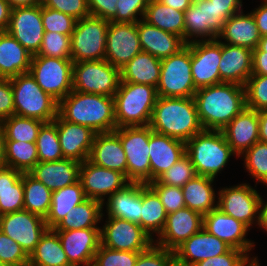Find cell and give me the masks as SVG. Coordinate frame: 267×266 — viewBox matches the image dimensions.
Returning a JSON list of instances; mask_svg holds the SVG:
<instances>
[{
    "mask_svg": "<svg viewBox=\"0 0 267 266\" xmlns=\"http://www.w3.org/2000/svg\"><path fill=\"white\" fill-rule=\"evenodd\" d=\"M194 100L204 130L222 131L246 108L245 88L234 83L222 82L199 88Z\"/></svg>",
    "mask_w": 267,
    "mask_h": 266,
    "instance_id": "6da1fadb",
    "label": "cell"
},
{
    "mask_svg": "<svg viewBox=\"0 0 267 266\" xmlns=\"http://www.w3.org/2000/svg\"><path fill=\"white\" fill-rule=\"evenodd\" d=\"M65 121L89 127L96 134L116 129L114 98L72 90L58 103Z\"/></svg>",
    "mask_w": 267,
    "mask_h": 266,
    "instance_id": "7a4b0ae2",
    "label": "cell"
},
{
    "mask_svg": "<svg viewBox=\"0 0 267 266\" xmlns=\"http://www.w3.org/2000/svg\"><path fill=\"white\" fill-rule=\"evenodd\" d=\"M149 126L153 132L187 142L201 132L194 97H157Z\"/></svg>",
    "mask_w": 267,
    "mask_h": 266,
    "instance_id": "3957f363",
    "label": "cell"
},
{
    "mask_svg": "<svg viewBox=\"0 0 267 266\" xmlns=\"http://www.w3.org/2000/svg\"><path fill=\"white\" fill-rule=\"evenodd\" d=\"M157 97L154 86L120 81L113 97L116 128L148 126Z\"/></svg>",
    "mask_w": 267,
    "mask_h": 266,
    "instance_id": "277c9868",
    "label": "cell"
},
{
    "mask_svg": "<svg viewBox=\"0 0 267 266\" xmlns=\"http://www.w3.org/2000/svg\"><path fill=\"white\" fill-rule=\"evenodd\" d=\"M186 154L190 157L196 175L214 178L236 155L220 130H202L186 143Z\"/></svg>",
    "mask_w": 267,
    "mask_h": 266,
    "instance_id": "5b68a950",
    "label": "cell"
},
{
    "mask_svg": "<svg viewBox=\"0 0 267 266\" xmlns=\"http://www.w3.org/2000/svg\"><path fill=\"white\" fill-rule=\"evenodd\" d=\"M15 115L52 122L58 115V102L44 92L31 74H19L10 79Z\"/></svg>",
    "mask_w": 267,
    "mask_h": 266,
    "instance_id": "8992f818",
    "label": "cell"
},
{
    "mask_svg": "<svg viewBox=\"0 0 267 266\" xmlns=\"http://www.w3.org/2000/svg\"><path fill=\"white\" fill-rule=\"evenodd\" d=\"M156 91L159 97H194L197 89L191 73V42L178 53L161 60Z\"/></svg>",
    "mask_w": 267,
    "mask_h": 266,
    "instance_id": "52a82bcc",
    "label": "cell"
},
{
    "mask_svg": "<svg viewBox=\"0 0 267 266\" xmlns=\"http://www.w3.org/2000/svg\"><path fill=\"white\" fill-rule=\"evenodd\" d=\"M125 151L126 177L132 183H150V126L116 128Z\"/></svg>",
    "mask_w": 267,
    "mask_h": 266,
    "instance_id": "ba28073f",
    "label": "cell"
},
{
    "mask_svg": "<svg viewBox=\"0 0 267 266\" xmlns=\"http://www.w3.org/2000/svg\"><path fill=\"white\" fill-rule=\"evenodd\" d=\"M73 90L114 97L120 83V69L106 59L73 62Z\"/></svg>",
    "mask_w": 267,
    "mask_h": 266,
    "instance_id": "9c48e42d",
    "label": "cell"
},
{
    "mask_svg": "<svg viewBox=\"0 0 267 266\" xmlns=\"http://www.w3.org/2000/svg\"><path fill=\"white\" fill-rule=\"evenodd\" d=\"M109 24L110 21L91 15L77 20L70 36L73 62L105 59Z\"/></svg>",
    "mask_w": 267,
    "mask_h": 266,
    "instance_id": "30bf717a",
    "label": "cell"
},
{
    "mask_svg": "<svg viewBox=\"0 0 267 266\" xmlns=\"http://www.w3.org/2000/svg\"><path fill=\"white\" fill-rule=\"evenodd\" d=\"M29 73L41 89L58 103L73 90L72 59L32 56Z\"/></svg>",
    "mask_w": 267,
    "mask_h": 266,
    "instance_id": "8fae6325",
    "label": "cell"
},
{
    "mask_svg": "<svg viewBox=\"0 0 267 266\" xmlns=\"http://www.w3.org/2000/svg\"><path fill=\"white\" fill-rule=\"evenodd\" d=\"M100 227L101 245L117 251L144 252L154 244L142 227L125 219L108 216Z\"/></svg>",
    "mask_w": 267,
    "mask_h": 266,
    "instance_id": "7c38bea8",
    "label": "cell"
},
{
    "mask_svg": "<svg viewBox=\"0 0 267 266\" xmlns=\"http://www.w3.org/2000/svg\"><path fill=\"white\" fill-rule=\"evenodd\" d=\"M218 192L217 208L223 213L242 222L249 229L254 222L258 225L261 195L256 189L243 183L229 188L226 186Z\"/></svg>",
    "mask_w": 267,
    "mask_h": 266,
    "instance_id": "4fadbf2b",
    "label": "cell"
},
{
    "mask_svg": "<svg viewBox=\"0 0 267 266\" xmlns=\"http://www.w3.org/2000/svg\"><path fill=\"white\" fill-rule=\"evenodd\" d=\"M47 229L42 216L24 209L0 216V230L17 242L28 256Z\"/></svg>",
    "mask_w": 267,
    "mask_h": 266,
    "instance_id": "5bb4252c",
    "label": "cell"
},
{
    "mask_svg": "<svg viewBox=\"0 0 267 266\" xmlns=\"http://www.w3.org/2000/svg\"><path fill=\"white\" fill-rule=\"evenodd\" d=\"M184 23L186 43L193 42L198 37L201 40L217 39L224 24L218 18V9L211 0H194L184 12Z\"/></svg>",
    "mask_w": 267,
    "mask_h": 266,
    "instance_id": "9a60e30c",
    "label": "cell"
},
{
    "mask_svg": "<svg viewBox=\"0 0 267 266\" xmlns=\"http://www.w3.org/2000/svg\"><path fill=\"white\" fill-rule=\"evenodd\" d=\"M220 60L219 39L191 42V73L196 89L220 83Z\"/></svg>",
    "mask_w": 267,
    "mask_h": 266,
    "instance_id": "2e32d148",
    "label": "cell"
},
{
    "mask_svg": "<svg viewBox=\"0 0 267 266\" xmlns=\"http://www.w3.org/2000/svg\"><path fill=\"white\" fill-rule=\"evenodd\" d=\"M79 180L86 198L100 201L105 206V198L122 190L131 182L120 172L97 166L88 159L81 163Z\"/></svg>",
    "mask_w": 267,
    "mask_h": 266,
    "instance_id": "e0dca14e",
    "label": "cell"
},
{
    "mask_svg": "<svg viewBox=\"0 0 267 266\" xmlns=\"http://www.w3.org/2000/svg\"><path fill=\"white\" fill-rule=\"evenodd\" d=\"M7 32L32 56L37 55L45 33L41 4L11 9Z\"/></svg>",
    "mask_w": 267,
    "mask_h": 266,
    "instance_id": "ac0fdd59",
    "label": "cell"
},
{
    "mask_svg": "<svg viewBox=\"0 0 267 266\" xmlns=\"http://www.w3.org/2000/svg\"><path fill=\"white\" fill-rule=\"evenodd\" d=\"M137 22H111L107 30L105 59L119 69L141 52Z\"/></svg>",
    "mask_w": 267,
    "mask_h": 266,
    "instance_id": "d6986e66",
    "label": "cell"
},
{
    "mask_svg": "<svg viewBox=\"0 0 267 266\" xmlns=\"http://www.w3.org/2000/svg\"><path fill=\"white\" fill-rule=\"evenodd\" d=\"M203 228V215L187 207L167 214L164 229L154 244L174 251L190 236L199 232Z\"/></svg>",
    "mask_w": 267,
    "mask_h": 266,
    "instance_id": "ffe728a7",
    "label": "cell"
},
{
    "mask_svg": "<svg viewBox=\"0 0 267 266\" xmlns=\"http://www.w3.org/2000/svg\"><path fill=\"white\" fill-rule=\"evenodd\" d=\"M101 228L56 231L71 265L92 266L101 244Z\"/></svg>",
    "mask_w": 267,
    "mask_h": 266,
    "instance_id": "44dd1931",
    "label": "cell"
},
{
    "mask_svg": "<svg viewBox=\"0 0 267 266\" xmlns=\"http://www.w3.org/2000/svg\"><path fill=\"white\" fill-rule=\"evenodd\" d=\"M203 228L224 241L231 248L246 252L254 248V242L246 239L250 230L245 224L223 213L219 208L203 215Z\"/></svg>",
    "mask_w": 267,
    "mask_h": 266,
    "instance_id": "7402d4cb",
    "label": "cell"
},
{
    "mask_svg": "<svg viewBox=\"0 0 267 266\" xmlns=\"http://www.w3.org/2000/svg\"><path fill=\"white\" fill-rule=\"evenodd\" d=\"M57 126L59 143L64 158L84 162L89 158L95 132L89 127L63 120H53Z\"/></svg>",
    "mask_w": 267,
    "mask_h": 266,
    "instance_id": "603a6c76",
    "label": "cell"
},
{
    "mask_svg": "<svg viewBox=\"0 0 267 266\" xmlns=\"http://www.w3.org/2000/svg\"><path fill=\"white\" fill-rule=\"evenodd\" d=\"M230 249L228 244L202 228L177 247L174 255L175 259L183 264L195 265L208 258L223 255Z\"/></svg>",
    "mask_w": 267,
    "mask_h": 266,
    "instance_id": "cb8c5ba5",
    "label": "cell"
},
{
    "mask_svg": "<svg viewBox=\"0 0 267 266\" xmlns=\"http://www.w3.org/2000/svg\"><path fill=\"white\" fill-rule=\"evenodd\" d=\"M149 148L150 182L157 180L186 154L185 142L153 132L151 127Z\"/></svg>",
    "mask_w": 267,
    "mask_h": 266,
    "instance_id": "d4e9b609",
    "label": "cell"
},
{
    "mask_svg": "<svg viewBox=\"0 0 267 266\" xmlns=\"http://www.w3.org/2000/svg\"><path fill=\"white\" fill-rule=\"evenodd\" d=\"M228 145L236 156L259 142L258 111L246 107L222 130Z\"/></svg>",
    "mask_w": 267,
    "mask_h": 266,
    "instance_id": "484cf974",
    "label": "cell"
},
{
    "mask_svg": "<svg viewBox=\"0 0 267 266\" xmlns=\"http://www.w3.org/2000/svg\"><path fill=\"white\" fill-rule=\"evenodd\" d=\"M219 41L221 42L220 83L244 86L252 75V50Z\"/></svg>",
    "mask_w": 267,
    "mask_h": 266,
    "instance_id": "4316f807",
    "label": "cell"
},
{
    "mask_svg": "<svg viewBox=\"0 0 267 266\" xmlns=\"http://www.w3.org/2000/svg\"><path fill=\"white\" fill-rule=\"evenodd\" d=\"M81 162L63 158L53 162H38L28 173L55 191L79 181Z\"/></svg>",
    "mask_w": 267,
    "mask_h": 266,
    "instance_id": "83f0119b",
    "label": "cell"
},
{
    "mask_svg": "<svg viewBox=\"0 0 267 266\" xmlns=\"http://www.w3.org/2000/svg\"><path fill=\"white\" fill-rule=\"evenodd\" d=\"M137 28L142 51L160 60L178 53L187 44L181 37L159 29L144 19L137 21Z\"/></svg>",
    "mask_w": 267,
    "mask_h": 266,
    "instance_id": "f1b7e54d",
    "label": "cell"
},
{
    "mask_svg": "<svg viewBox=\"0 0 267 266\" xmlns=\"http://www.w3.org/2000/svg\"><path fill=\"white\" fill-rule=\"evenodd\" d=\"M88 160L126 176L127 159L119 136L114 132L95 134Z\"/></svg>",
    "mask_w": 267,
    "mask_h": 266,
    "instance_id": "f546056e",
    "label": "cell"
},
{
    "mask_svg": "<svg viewBox=\"0 0 267 266\" xmlns=\"http://www.w3.org/2000/svg\"><path fill=\"white\" fill-rule=\"evenodd\" d=\"M243 10L232 15L223 24L217 39H224L222 43L246 47L252 51L258 47L261 35L257 24L250 13L243 14Z\"/></svg>",
    "mask_w": 267,
    "mask_h": 266,
    "instance_id": "4dcf8cb0",
    "label": "cell"
},
{
    "mask_svg": "<svg viewBox=\"0 0 267 266\" xmlns=\"http://www.w3.org/2000/svg\"><path fill=\"white\" fill-rule=\"evenodd\" d=\"M32 55L7 31L0 32V78L28 73Z\"/></svg>",
    "mask_w": 267,
    "mask_h": 266,
    "instance_id": "1f68e13d",
    "label": "cell"
},
{
    "mask_svg": "<svg viewBox=\"0 0 267 266\" xmlns=\"http://www.w3.org/2000/svg\"><path fill=\"white\" fill-rule=\"evenodd\" d=\"M108 216L128 220L140 225L142 206V183H130L106 198Z\"/></svg>",
    "mask_w": 267,
    "mask_h": 266,
    "instance_id": "d6a6232c",
    "label": "cell"
},
{
    "mask_svg": "<svg viewBox=\"0 0 267 266\" xmlns=\"http://www.w3.org/2000/svg\"><path fill=\"white\" fill-rule=\"evenodd\" d=\"M160 71L161 60L141 51L120 68V81L157 87Z\"/></svg>",
    "mask_w": 267,
    "mask_h": 266,
    "instance_id": "836d02e7",
    "label": "cell"
},
{
    "mask_svg": "<svg viewBox=\"0 0 267 266\" xmlns=\"http://www.w3.org/2000/svg\"><path fill=\"white\" fill-rule=\"evenodd\" d=\"M214 178L195 175L183 187L185 206L202 215L217 208L216 194L212 183ZM216 203V204H215Z\"/></svg>",
    "mask_w": 267,
    "mask_h": 266,
    "instance_id": "e575fe53",
    "label": "cell"
},
{
    "mask_svg": "<svg viewBox=\"0 0 267 266\" xmlns=\"http://www.w3.org/2000/svg\"><path fill=\"white\" fill-rule=\"evenodd\" d=\"M103 208V204L100 201L86 198L80 204L73 207L53 229L55 231H67L100 228L97 225L104 216Z\"/></svg>",
    "mask_w": 267,
    "mask_h": 266,
    "instance_id": "d590c367",
    "label": "cell"
},
{
    "mask_svg": "<svg viewBox=\"0 0 267 266\" xmlns=\"http://www.w3.org/2000/svg\"><path fill=\"white\" fill-rule=\"evenodd\" d=\"M23 172L4 167L0 169V216L23 210Z\"/></svg>",
    "mask_w": 267,
    "mask_h": 266,
    "instance_id": "8d00e7d4",
    "label": "cell"
},
{
    "mask_svg": "<svg viewBox=\"0 0 267 266\" xmlns=\"http://www.w3.org/2000/svg\"><path fill=\"white\" fill-rule=\"evenodd\" d=\"M66 253L54 229H47L34 251L29 255L28 266H69Z\"/></svg>",
    "mask_w": 267,
    "mask_h": 266,
    "instance_id": "74e56055",
    "label": "cell"
},
{
    "mask_svg": "<svg viewBox=\"0 0 267 266\" xmlns=\"http://www.w3.org/2000/svg\"><path fill=\"white\" fill-rule=\"evenodd\" d=\"M86 199L81 181L52 191L51 207L45 218L48 229H53L73 207Z\"/></svg>",
    "mask_w": 267,
    "mask_h": 266,
    "instance_id": "f35d334b",
    "label": "cell"
},
{
    "mask_svg": "<svg viewBox=\"0 0 267 266\" xmlns=\"http://www.w3.org/2000/svg\"><path fill=\"white\" fill-rule=\"evenodd\" d=\"M166 219L167 213L159 196L148 184L142 183L140 226L153 238V234L156 233L159 236L162 232Z\"/></svg>",
    "mask_w": 267,
    "mask_h": 266,
    "instance_id": "ab89813d",
    "label": "cell"
},
{
    "mask_svg": "<svg viewBox=\"0 0 267 266\" xmlns=\"http://www.w3.org/2000/svg\"><path fill=\"white\" fill-rule=\"evenodd\" d=\"M143 19L149 24L173 33L184 40V12L169 7L160 1H149Z\"/></svg>",
    "mask_w": 267,
    "mask_h": 266,
    "instance_id": "60d3db41",
    "label": "cell"
},
{
    "mask_svg": "<svg viewBox=\"0 0 267 266\" xmlns=\"http://www.w3.org/2000/svg\"><path fill=\"white\" fill-rule=\"evenodd\" d=\"M23 190V209L45 219L51 207L52 191L29 173H23Z\"/></svg>",
    "mask_w": 267,
    "mask_h": 266,
    "instance_id": "b9f144b4",
    "label": "cell"
},
{
    "mask_svg": "<svg viewBox=\"0 0 267 266\" xmlns=\"http://www.w3.org/2000/svg\"><path fill=\"white\" fill-rule=\"evenodd\" d=\"M38 162L36 143L5 141L6 167L28 173Z\"/></svg>",
    "mask_w": 267,
    "mask_h": 266,
    "instance_id": "7bdbcfd3",
    "label": "cell"
},
{
    "mask_svg": "<svg viewBox=\"0 0 267 266\" xmlns=\"http://www.w3.org/2000/svg\"><path fill=\"white\" fill-rule=\"evenodd\" d=\"M4 129L5 141L36 143L43 121L35 118L10 116L0 122Z\"/></svg>",
    "mask_w": 267,
    "mask_h": 266,
    "instance_id": "ee69618b",
    "label": "cell"
},
{
    "mask_svg": "<svg viewBox=\"0 0 267 266\" xmlns=\"http://www.w3.org/2000/svg\"><path fill=\"white\" fill-rule=\"evenodd\" d=\"M39 162H53L64 158L59 143L56 124L44 123L39 129L36 139Z\"/></svg>",
    "mask_w": 267,
    "mask_h": 266,
    "instance_id": "f6af8a7d",
    "label": "cell"
},
{
    "mask_svg": "<svg viewBox=\"0 0 267 266\" xmlns=\"http://www.w3.org/2000/svg\"><path fill=\"white\" fill-rule=\"evenodd\" d=\"M244 166L256 183L267 185V143L256 142L244 153Z\"/></svg>",
    "mask_w": 267,
    "mask_h": 266,
    "instance_id": "bcb514c9",
    "label": "cell"
},
{
    "mask_svg": "<svg viewBox=\"0 0 267 266\" xmlns=\"http://www.w3.org/2000/svg\"><path fill=\"white\" fill-rule=\"evenodd\" d=\"M34 56L71 59V37L58 32H45L39 52Z\"/></svg>",
    "mask_w": 267,
    "mask_h": 266,
    "instance_id": "7dc6e473",
    "label": "cell"
},
{
    "mask_svg": "<svg viewBox=\"0 0 267 266\" xmlns=\"http://www.w3.org/2000/svg\"><path fill=\"white\" fill-rule=\"evenodd\" d=\"M196 175L190 157L185 154L172 167L166 170L157 181L161 184L175 187H183Z\"/></svg>",
    "mask_w": 267,
    "mask_h": 266,
    "instance_id": "c3c4849f",
    "label": "cell"
},
{
    "mask_svg": "<svg viewBox=\"0 0 267 266\" xmlns=\"http://www.w3.org/2000/svg\"><path fill=\"white\" fill-rule=\"evenodd\" d=\"M244 88L246 107L256 111L267 109V75H251Z\"/></svg>",
    "mask_w": 267,
    "mask_h": 266,
    "instance_id": "681fc988",
    "label": "cell"
},
{
    "mask_svg": "<svg viewBox=\"0 0 267 266\" xmlns=\"http://www.w3.org/2000/svg\"><path fill=\"white\" fill-rule=\"evenodd\" d=\"M42 23L45 32H58L71 36L77 20L58 10L47 8L41 5Z\"/></svg>",
    "mask_w": 267,
    "mask_h": 266,
    "instance_id": "f907efd6",
    "label": "cell"
},
{
    "mask_svg": "<svg viewBox=\"0 0 267 266\" xmlns=\"http://www.w3.org/2000/svg\"><path fill=\"white\" fill-rule=\"evenodd\" d=\"M140 253L112 250L100 244L92 266H135Z\"/></svg>",
    "mask_w": 267,
    "mask_h": 266,
    "instance_id": "816d5d0a",
    "label": "cell"
},
{
    "mask_svg": "<svg viewBox=\"0 0 267 266\" xmlns=\"http://www.w3.org/2000/svg\"><path fill=\"white\" fill-rule=\"evenodd\" d=\"M29 256L12 238L0 230V264L2 266H28Z\"/></svg>",
    "mask_w": 267,
    "mask_h": 266,
    "instance_id": "f5cc1de1",
    "label": "cell"
},
{
    "mask_svg": "<svg viewBox=\"0 0 267 266\" xmlns=\"http://www.w3.org/2000/svg\"><path fill=\"white\" fill-rule=\"evenodd\" d=\"M148 185L159 196L167 214L186 207L181 187L161 184L157 180L151 181Z\"/></svg>",
    "mask_w": 267,
    "mask_h": 266,
    "instance_id": "db71d44e",
    "label": "cell"
},
{
    "mask_svg": "<svg viewBox=\"0 0 267 266\" xmlns=\"http://www.w3.org/2000/svg\"><path fill=\"white\" fill-rule=\"evenodd\" d=\"M149 0H118L116 15L111 22L135 23L144 18ZM139 15V19L138 16Z\"/></svg>",
    "mask_w": 267,
    "mask_h": 266,
    "instance_id": "11a10c76",
    "label": "cell"
},
{
    "mask_svg": "<svg viewBox=\"0 0 267 266\" xmlns=\"http://www.w3.org/2000/svg\"><path fill=\"white\" fill-rule=\"evenodd\" d=\"M174 259V251L153 244L138 255L135 266H171Z\"/></svg>",
    "mask_w": 267,
    "mask_h": 266,
    "instance_id": "9f6ffc18",
    "label": "cell"
},
{
    "mask_svg": "<svg viewBox=\"0 0 267 266\" xmlns=\"http://www.w3.org/2000/svg\"><path fill=\"white\" fill-rule=\"evenodd\" d=\"M41 5L68 14L76 20L90 16L88 0H43Z\"/></svg>",
    "mask_w": 267,
    "mask_h": 266,
    "instance_id": "6f0895ef",
    "label": "cell"
},
{
    "mask_svg": "<svg viewBox=\"0 0 267 266\" xmlns=\"http://www.w3.org/2000/svg\"><path fill=\"white\" fill-rule=\"evenodd\" d=\"M251 258L244 251L231 248L223 255L214 256L196 263L194 266H245Z\"/></svg>",
    "mask_w": 267,
    "mask_h": 266,
    "instance_id": "680465c9",
    "label": "cell"
},
{
    "mask_svg": "<svg viewBox=\"0 0 267 266\" xmlns=\"http://www.w3.org/2000/svg\"><path fill=\"white\" fill-rule=\"evenodd\" d=\"M13 115L15 108L11 81L0 78V122Z\"/></svg>",
    "mask_w": 267,
    "mask_h": 266,
    "instance_id": "91938a15",
    "label": "cell"
},
{
    "mask_svg": "<svg viewBox=\"0 0 267 266\" xmlns=\"http://www.w3.org/2000/svg\"><path fill=\"white\" fill-rule=\"evenodd\" d=\"M118 0H88V9L91 16L110 21L117 12Z\"/></svg>",
    "mask_w": 267,
    "mask_h": 266,
    "instance_id": "94428289",
    "label": "cell"
},
{
    "mask_svg": "<svg viewBox=\"0 0 267 266\" xmlns=\"http://www.w3.org/2000/svg\"><path fill=\"white\" fill-rule=\"evenodd\" d=\"M218 9V18L223 22L242 10V0H211Z\"/></svg>",
    "mask_w": 267,
    "mask_h": 266,
    "instance_id": "6125c7cd",
    "label": "cell"
},
{
    "mask_svg": "<svg viewBox=\"0 0 267 266\" xmlns=\"http://www.w3.org/2000/svg\"><path fill=\"white\" fill-rule=\"evenodd\" d=\"M252 75H267V52L258 47L252 51Z\"/></svg>",
    "mask_w": 267,
    "mask_h": 266,
    "instance_id": "be15d7a7",
    "label": "cell"
},
{
    "mask_svg": "<svg viewBox=\"0 0 267 266\" xmlns=\"http://www.w3.org/2000/svg\"><path fill=\"white\" fill-rule=\"evenodd\" d=\"M255 23L257 24L259 33L262 36L267 35V1L263 0L258 8L250 11Z\"/></svg>",
    "mask_w": 267,
    "mask_h": 266,
    "instance_id": "e7e4bbea",
    "label": "cell"
},
{
    "mask_svg": "<svg viewBox=\"0 0 267 266\" xmlns=\"http://www.w3.org/2000/svg\"><path fill=\"white\" fill-rule=\"evenodd\" d=\"M11 15V7L6 0H0V32L7 31Z\"/></svg>",
    "mask_w": 267,
    "mask_h": 266,
    "instance_id": "03108f58",
    "label": "cell"
},
{
    "mask_svg": "<svg viewBox=\"0 0 267 266\" xmlns=\"http://www.w3.org/2000/svg\"><path fill=\"white\" fill-rule=\"evenodd\" d=\"M259 142L267 143V109L258 111Z\"/></svg>",
    "mask_w": 267,
    "mask_h": 266,
    "instance_id": "003e7915",
    "label": "cell"
},
{
    "mask_svg": "<svg viewBox=\"0 0 267 266\" xmlns=\"http://www.w3.org/2000/svg\"><path fill=\"white\" fill-rule=\"evenodd\" d=\"M161 3L172 7L176 10L185 12L194 0H159Z\"/></svg>",
    "mask_w": 267,
    "mask_h": 266,
    "instance_id": "a7ac6f4b",
    "label": "cell"
},
{
    "mask_svg": "<svg viewBox=\"0 0 267 266\" xmlns=\"http://www.w3.org/2000/svg\"><path fill=\"white\" fill-rule=\"evenodd\" d=\"M258 226L267 232V202L265 203L262 197L259 204Z\"/></svg>",
    "mask_w": 267,
    "mask_h": 266,
    "instance_id": "89a4df30",
    "label": "cell"
},
{
    "mask_svg": "<svg viewBox=\"0 0 267 266\" xmlns=\"http://www.w3.org/2000/svg\"><path fill=\"white\" fill-rule=\"evenodd\" d=\"M11 9L19 8V7H29V6H35L40 5L42 3L41 0H6Z\"/></svg>",
    "mask_w": 267,
    "mask_h": 266,
    "instance_id": "2644e50d",
    "label": "cell"
},
{
    "mask_svg": "<svg viewBox=\"0 0 267 266\" xmlns=\"http://www.w3.org/2000/svg\"><path fill=\"white\" fill-rule=\"evenodd\" d=\"M6 167L5 164V134L2 124L0 123V169Z\"/></svg>",
    "mask_w": 267,
    "mask_h": 266,
    "instance_id": "8c879c8a",
    "label": "cell"
},
{
    "mask_svg": "<svg viewBox=\"0 0 267 266\" xmlns=\"http://www.w3.org/2000/svg\"><path fill=\"white\" fill-rule=\"evenodd\" d=\"M258 48L261 51L267 52V35L261 37L259 44H258Z\"/></svg>",
    "mask_w": 267,
    "mask_h": 266,
    "instance_id": "753ad0ef",
    "label": "cell"
},
{
    "mask_svg": "<svg viewBox=\"0 0 267 266\" xmlns=\"http://www.w3.org/2000/svg\"><path fill=\"white\" fill-rule=\"evenodd\" d=\"M259 264L260 263H259L258 259L255 256V258L250 259L249 262L245 266H261Z\"/></svg>",
    "mask_w": 267,
    "mask_h": 266,
    "instance_id": "34e18365",
    "label": "cell"
},
{
    "mask_svg": "<svg viewBox=\"0 0 267 266\" xmlns=\"http://www.w3.org/2000/svg\"><path fill=\"white\" fill-rule=\"evenodd\" d=\"M171 266H194V265L183 264V263L177 261L176 259H174V261L172 262Z\"/></svg>",
    "mask_w": 267,
    "mask_h": 266,
    "instance_id": "11e5206c",
    "label": "cell"
}]
</instances>
